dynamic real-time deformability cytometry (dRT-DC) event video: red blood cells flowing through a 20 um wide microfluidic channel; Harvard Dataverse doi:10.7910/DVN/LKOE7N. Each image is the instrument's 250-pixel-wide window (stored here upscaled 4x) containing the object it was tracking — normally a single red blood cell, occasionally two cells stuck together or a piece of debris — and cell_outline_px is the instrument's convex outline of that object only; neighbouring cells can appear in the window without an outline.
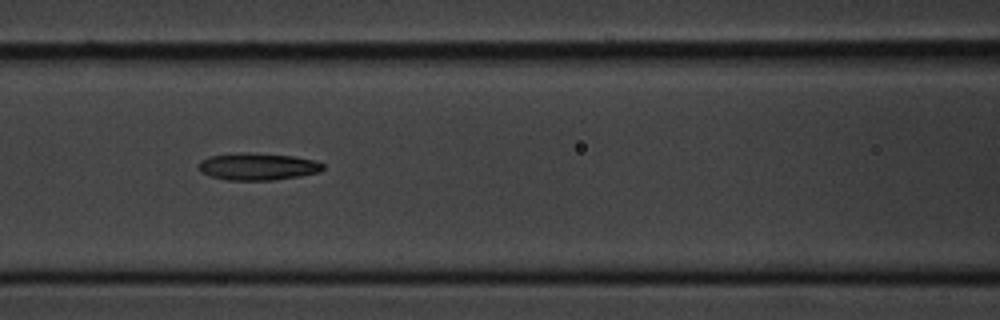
{"species": "common noctule bat (a hibernating species)", "species_latin": "Nyctalus noctula", "temperature_condition": "cold", "stored_images_in_passage": 9, "camera_frame_rate_fps": 3000, "um_per_image_px": 0.085, "animal": {"sex": "male", "body_mass_g": 20.1, "forearm_length_mm": 53.5}, "frame": {"image": 1, "passage_image": 6, "time_ms": 7.0, "image_size_px": [1000, 320], "cell_outline_px": [[324, 168], [320, 172], [300, 176], [272, 180], [228, 180], [212, 176], [200, 172], [200, 160], [208, 156], [236, 152], [252, 152], [292, 156], [316, 160], [324, 164]], "centroid_in_image_um": [21.92, 14.14], "position_along_channel_um": 144.7, "area_um2": 19.83}}
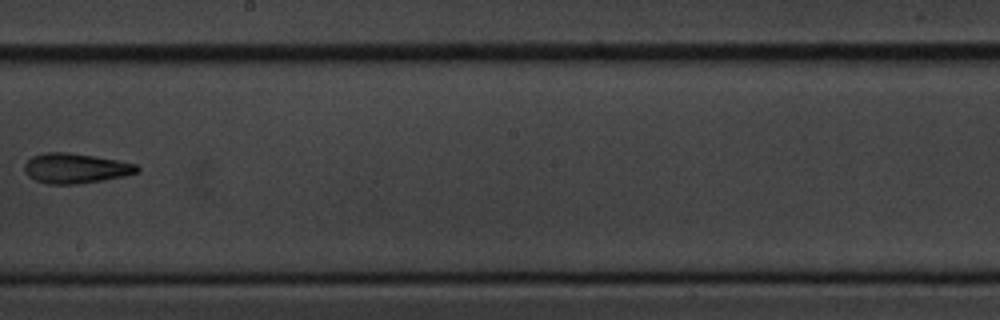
{"frame": {"image": 2, "passage_image": 8, "time_ms": 9.667, "image_size_px": [1000, 320], "cell_outline_px": [[140, 172], [124, 176], [76, 184], [48, 184], [36, 180], [28, 176], [24, 172], [24, 164], [32, 156], [44, 152], [68, 152], [116, 160], [136, 164], [140, 168]], "centroid_in_image_um": [6.4, 14.3], "position_along_channel_um": 241.8, "area_um2": 19.59}}
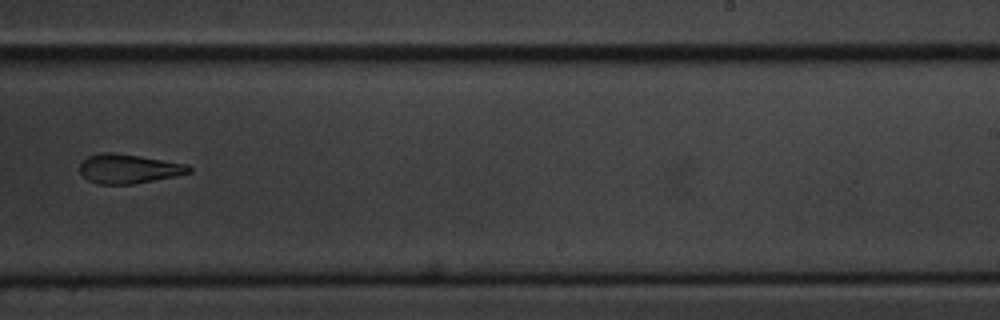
{"frame": {"image": 3, "passage_image": 9, "time_ms": 10.667, "image_size_px": [1000, 320], "cell_outline_px": [[192, 172], [176, 176], [132, 184], [100, 184], [88, 180], [80, 172], [80, 164], [88, 156], [100, 152], [112, 152], [188, 164], [192, 168]], "centroid_in_image_um": [10.94, 14.34], "position_along_channel_um": 278.1, "area_um2": 18.5}}